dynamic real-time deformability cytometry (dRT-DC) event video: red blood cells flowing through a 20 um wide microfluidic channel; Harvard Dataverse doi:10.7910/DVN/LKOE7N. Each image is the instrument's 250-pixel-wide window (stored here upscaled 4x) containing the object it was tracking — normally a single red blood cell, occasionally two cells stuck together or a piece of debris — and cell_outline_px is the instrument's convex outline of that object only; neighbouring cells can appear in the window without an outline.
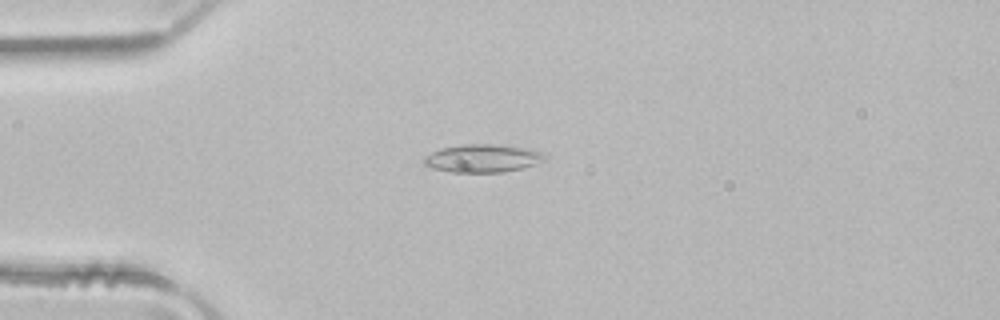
{"species": "common noctule bat (a hibernating species)", "species_latin": "Nyctalus noctula", "temperature_condition": "room temperature", "stored_images_in_passage": 3, "camera_frame_rate_fps": 3000, "um_per_image_px": 0.085, "animal": {"sex": "male", "body_mass_g": 21.5, "forearm_length_mm": 52.0}, "frame": {"image": 1, "passage_image": 3, "time_ms": 0.667, "image_size_px": [1000, 320], "cell_outline_px": [[548, 156], [536, 164], [504, 172], [452, 172], [432, 168], [424, 164], [424, 156], [440, 148], [464, 144], [492, 144], [524, 148], [544, 152]], "centroid_in_image_um": [41.01, 13.45], "position_along_channel_um": 44.0, "area_um2": 19.59}}